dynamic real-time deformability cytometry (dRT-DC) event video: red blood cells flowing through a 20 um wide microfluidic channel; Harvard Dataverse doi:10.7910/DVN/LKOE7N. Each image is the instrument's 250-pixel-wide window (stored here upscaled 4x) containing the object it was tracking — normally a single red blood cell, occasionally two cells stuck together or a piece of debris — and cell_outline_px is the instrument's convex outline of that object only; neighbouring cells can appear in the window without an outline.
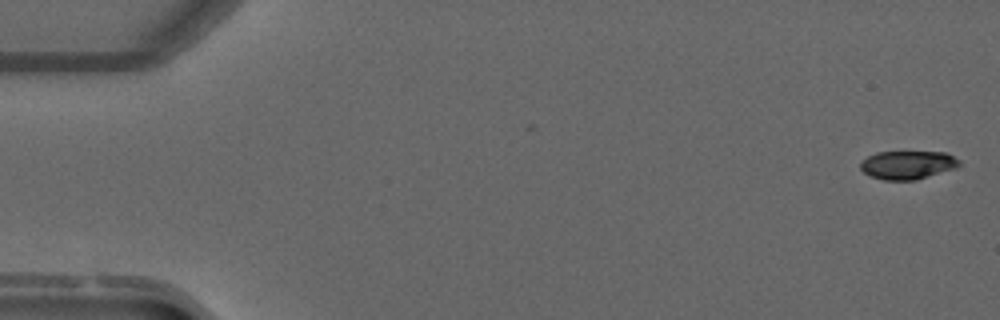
{"species": "common noctule bat (a hibernating species)", "species_latin": "Nyctalus noctula", "temperature_condition": "warm", "stored_images_in_passage": 36, "camera_frame_rate_fps": 3000, "um_per_image_px": 0.085, "animal": {"sex": "male", "forearm_length_mm": 52.5}, "frame": {"image": 1, "passage_image": 1, "time_ms": 0.0, "image_size_px": [1000, 320], "cell_outline_px": [[960, 164], [956, 168], [916, 180], [884, 180], [868, 176], [860, 168], [860, 164], [868, 156], [876, 152], [948, 152], [960, 160]], "centroid_in_image_um": [77.16, 14.02], "position_along_channel_um": 7.8, "area_um2": 16.47}}
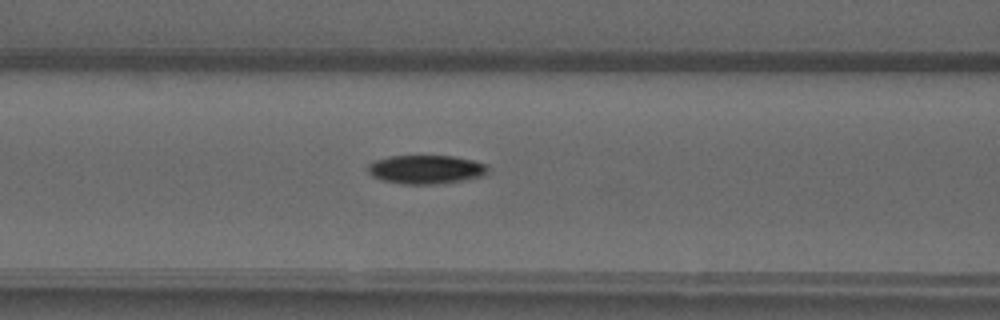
{"frame": {"image": 2, "passage_image": 21, "time_ms": 6.667, "image_size_px": [1000, 320], "cell_outline_px": [[488, 172], [484, 176], [464, 180], [436, 184], [404, 184], [384, 180], [372, 176], [368, 172], [368, 164], [372, 160], [388, 156], [456, 156], [488, 164]], "centroid_in_image_um": [36.22, 14.39], "position_along_channel_um": 130.4, "area_um2": 20.29}}
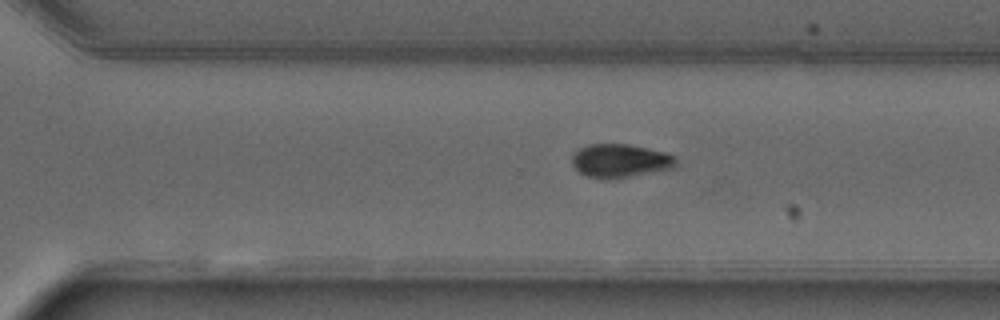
{"frame": {"image": 3, "passage_image": 35, "time_ms": 11.333, "image_size_px": [1000, 320], "cell_outline_px": [[676, 168], [628, 176], [588, 176], [580, 172], [572, 164], [572, 152], [588, 144], [628, 144], [648, 148], [664, 152], [676, 156]], "centroid_in_image_um": [52.74, 13.61], "position_along_channel_um": 317.9, "area_um2": 19.77}}